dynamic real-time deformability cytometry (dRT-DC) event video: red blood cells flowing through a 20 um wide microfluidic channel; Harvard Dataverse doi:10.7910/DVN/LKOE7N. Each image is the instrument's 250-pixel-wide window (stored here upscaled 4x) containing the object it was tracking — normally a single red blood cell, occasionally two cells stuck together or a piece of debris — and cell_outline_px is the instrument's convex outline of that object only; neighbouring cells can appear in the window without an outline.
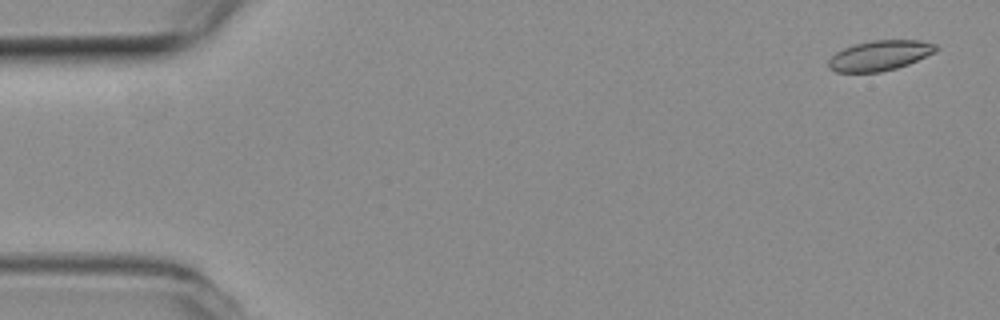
{"species": "common noctule bat (a hibernating species)", "species_latin": "Nyctalus noctula", "temperature_condition": "room temperature", "stored_images_in_passage": 55, "camera_frame_rate_fps": 3000, "um_per_image_px": 0.085, "animal": {"sex": "female", "body_mass_g": 19.3, "forearm_length_mm": 54.1}, "frame": {"image": 1, "passage_image": 3, "time_ms": 0.667, "image_size_px": [1000, 320], "cell_outline_px": [[940, 48], [936, 52], [908, 64], [896, 68], [880, 72], [836, 72], [828, 68], [828, 60], [836, 52], [844, 48], [856, 44], [872, 40], [920, 40], [936, 44]], "centroid_in_image_um": [74.8, 4.72], "position_along_channel_um": 10.2, "area_um2": 18.9}}
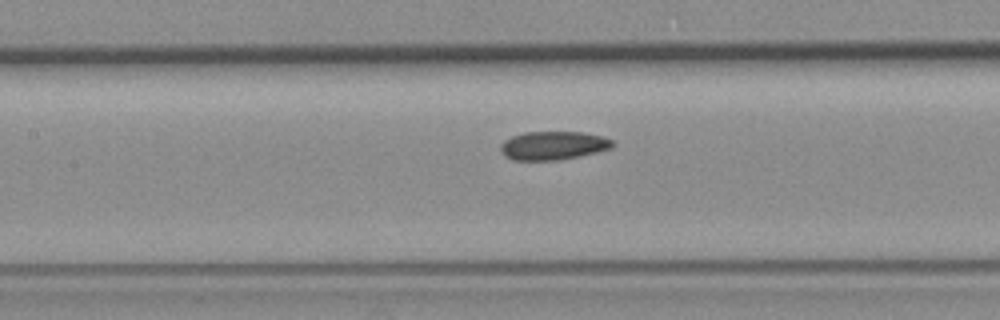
{"frame": {"image": 2, "passage_image": 25, "time_ms": 8.0, "image_size_px": [1000, 320], "cell_outline_px": [[616, 144], [612, 148], [580, 156], [556, 160], [512, 160], [504, 156], [500, 152], [500, 144], [504, 140], [512, 136], [524, 132], [584, 132], [600, 136], [612, 140]], "centroid_in_image_um": [46.99, 12.37], "position_along_channel_um": 160.4, "area_um2": 18.73}}
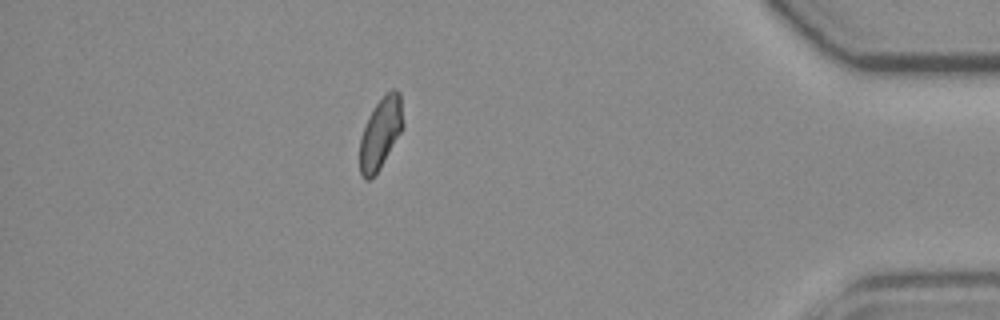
{"frame": {"image": 3, "passage_image": 48, "time_ms": 15.667, "image_size_px": [1000, 320], "cell_outline_px": [[404, 124], [400, 132], [380, 168], [368, 180], [364, 180], [360, 172], [360, 140], [368, 116], [376, 104], [392, 88], [396, 88], [400, 92]], "centroid_in_image_um": [32.35, 11.29], "position_along_channel_um": 402.8, "area_um2": 17.63}, "authors_computed_cell_mechanics": {"area_um2": 18.6116, "velocity_mm_per_s": 3.798, "shape_relaxation_time_tau1_ms": null, "shape_relaxation_time_tau2_ms": 5.492, "deformation_change_tau1": null, "deformation_change_tau2": 0.1009}}